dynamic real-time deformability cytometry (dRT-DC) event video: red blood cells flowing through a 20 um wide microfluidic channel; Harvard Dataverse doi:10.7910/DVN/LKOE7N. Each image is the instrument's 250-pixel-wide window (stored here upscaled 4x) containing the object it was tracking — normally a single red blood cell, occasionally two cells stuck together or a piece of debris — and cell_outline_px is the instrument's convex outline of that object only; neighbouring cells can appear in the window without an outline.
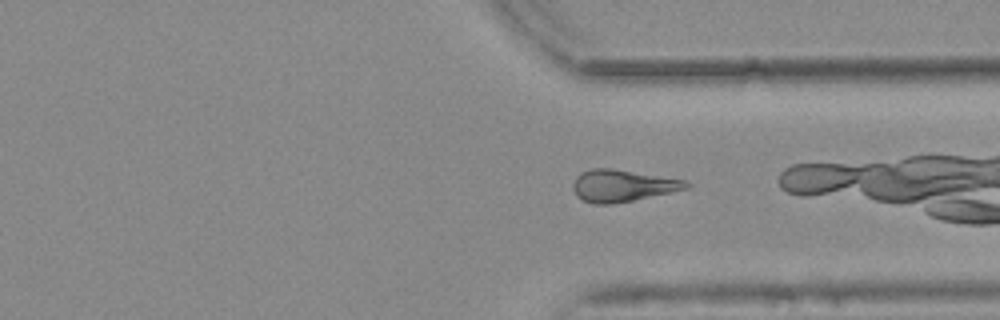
{"species": "common noctule bat (a hibernating species)", "species_latin": "Nyctalus noctula", "temperature_condition": "warm", "stored_images_in_passage": 43, "camera_frame_rate_fps": 3000, "um_per_image_px": 0.085, "animal": {"sex": "female", "body_mass_g": 25.1}, "frame": {"image": 1, "passage_image": 37, "time_ms": 12.0, "image_size_px": [1000, 320], "cell_outline_px": [[692, 184], [688, 188], [672, 192], [612, 204], [592, 204], [576, 196], [572, 188], [572, 184], [576, 176], [580, 172], [592, 168], [612, 168], [684, 180]], "centroid_in_image_um": [52.86, 15.78], "position_along_channel_um": 358.5, "area_um2": 21.04}, "authors_computed_cell_mechanics": {"area_um2": 21.4438, "velocity_mm_per_s": 3.7798, "shape_relaxation_time_tau1_ms": null, "shape_relaxation_time_tau2_ms": 5.7308, "deformation_change_tau1": null, "deformation_change_tau2": 0.1757}}